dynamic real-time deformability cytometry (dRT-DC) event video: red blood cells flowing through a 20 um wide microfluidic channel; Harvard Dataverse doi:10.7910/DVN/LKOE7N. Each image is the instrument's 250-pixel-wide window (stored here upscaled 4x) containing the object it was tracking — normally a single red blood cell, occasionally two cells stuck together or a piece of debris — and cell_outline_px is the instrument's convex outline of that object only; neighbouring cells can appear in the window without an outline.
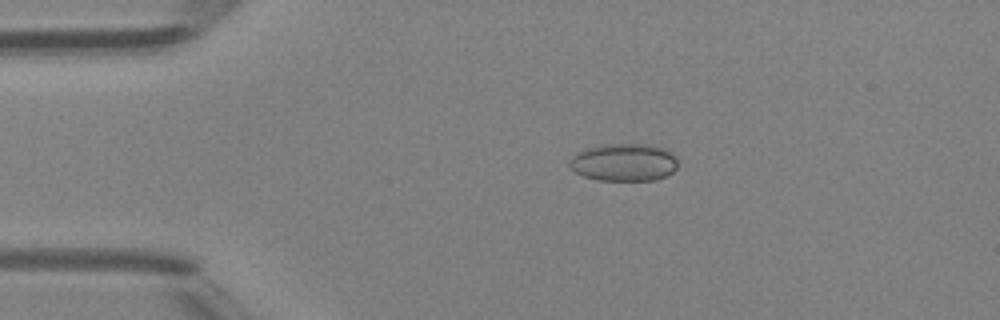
{"species": "Egyptian fruit bat (a non-hibernating species)", "species_latin": "Rousettus aegyptiacus", "temperature_condition": "room temperature", "stored_images_in_passage": 38, "camera_frame_rate_fps": 3000, "um_per_image_px": 0.085, "animal": {"sex": "female"}, "frame": {"image": 1, "passage_image": 1, "time_ms": 0.0, "image_size_px": [1000, 320], "cell_outline_px": [[680, 164], [668, 176], [656, 180], [596, 180], [584, 176], [568, 168], [568, 160], [576, 152], [584, 148], [604, 144], [648, 144], [664, 148], [672, 152], [676, 156]], "centroid_in_image_um": [53.04, 13.79], "position_along_channel_um": 32.0, "area_um2": 24.33}}
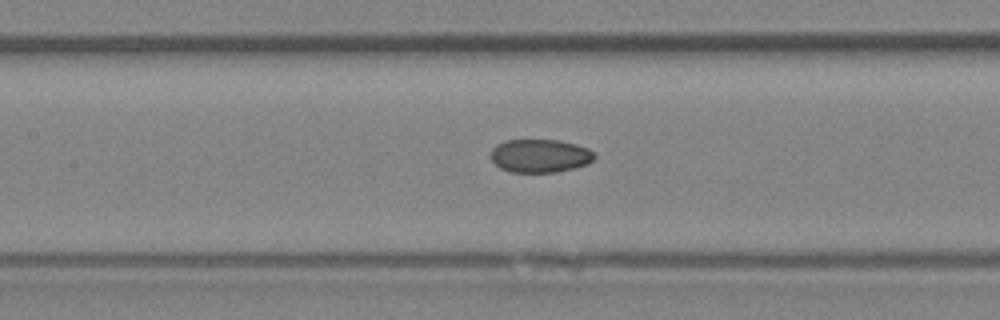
{"frame": {"image": 2, "passage_image": 13, "time_ms": 4.0, "image_size_px": [1000, 320], "cell_outline_px": [[596, 156], [588, 164], [576, 168], [556, 172], [512, 172], [500, 168], [488, 156], [492, 148], [496, 144], [504, 140], [560, 140], [576, 144], [588, 148], [596, 152]], "centroid_in_image_um": [45.9, 13.24], "position_along_channel_um": 161.5, "area_um2": 20.46}}
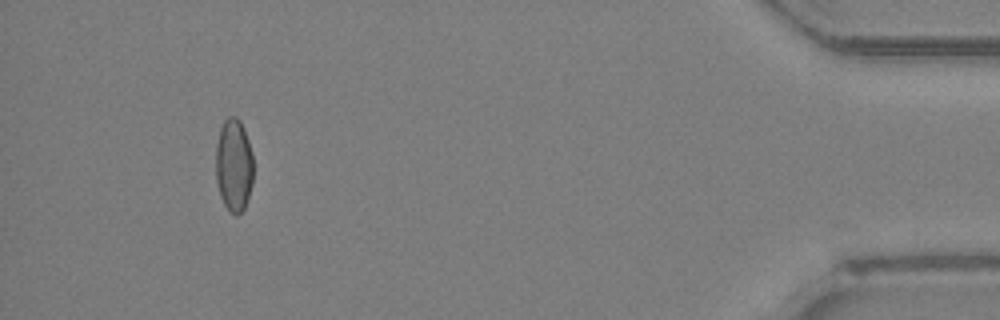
{"frame": {"image": 3, "passage_image": 35, "time_ms": 11.333, "image_size_px": [1000, 320], "cell_outline_px": [[252, 184], [244, 208], [236, 216], [228, 212], [220, 196], [216, 180], [216, 144], [220, 128], [224, 120], [228, 116], [236, 116], [240, 120], [244, 128], [252, 152]], "centroid_in_image_um": [19.86, 14.03], "position_along_channel_um": 415.3, "area_um2": 20.46}, "authors_computed_cell_mechanics": {"area_um2": 20.1722, "velocity_mm_per_s": 4.4064, "shape_relaxation_time_tau1_ms": null, "shape_relaxation_time_tau2_ms": 2.775, "deformation_change_tau1": null, "deformation_change_tau2": 0.0667}}